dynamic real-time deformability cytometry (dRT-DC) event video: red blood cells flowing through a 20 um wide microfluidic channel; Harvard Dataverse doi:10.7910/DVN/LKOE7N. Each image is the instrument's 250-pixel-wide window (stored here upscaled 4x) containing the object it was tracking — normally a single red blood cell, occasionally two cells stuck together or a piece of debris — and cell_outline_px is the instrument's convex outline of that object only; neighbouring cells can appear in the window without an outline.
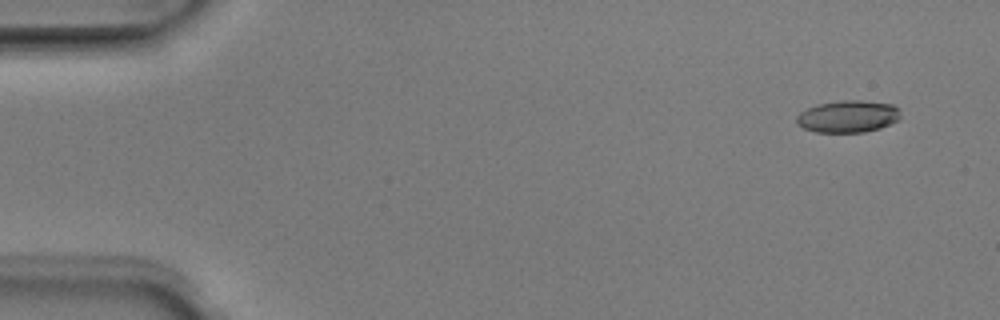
{"species": "Egyptian fruit bat (a non-hibernating species)", "species_latin": "Rousettus aegyptiacus", "temperature_condition": "room temperature", "stored_images_in_passage": 4, "camera_frame_rate_fps": 3000, "um_per_image_px": 0.085, "animal": {"sex": "male"}, "frame": {"image": 1, "passage_image": 1, "time_ms": 0.0, "image_size_px": [1000, 320], "cell_outline_px": [[900, 120], [880, 128], [864, 132], [816, 132], [804, 128], [796, 124], [796, 116], [800, 112], [816, 104], [840, 100], [860, 100], [892, 104], [900, 108]], "centroid_in_image_um": [72.09, 9.89], "position_along_channel_um": 12.9, "area_um2": 19.65}}
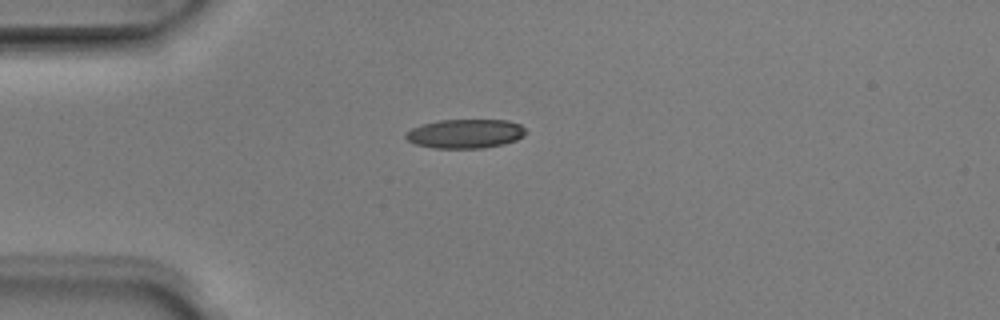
{"frame": {"image": 2, "passage_image": 4, "time_ms": 1.0, "image_size_px": [1000, 320], "cell_outline_px": [[528, 132], [524, 136], [516, 140], [504, 144], [480, 148], [432, 148], [416, 144], [408, 140], [404, 136], [404, 132], [412, 128], [424, 124], [440, 120], [508, 120], [520, 124]], "centroid_in_image_um": [39.56, 11.36], "position_along_channel_um": 45.4, "area_um2": 20.4}}